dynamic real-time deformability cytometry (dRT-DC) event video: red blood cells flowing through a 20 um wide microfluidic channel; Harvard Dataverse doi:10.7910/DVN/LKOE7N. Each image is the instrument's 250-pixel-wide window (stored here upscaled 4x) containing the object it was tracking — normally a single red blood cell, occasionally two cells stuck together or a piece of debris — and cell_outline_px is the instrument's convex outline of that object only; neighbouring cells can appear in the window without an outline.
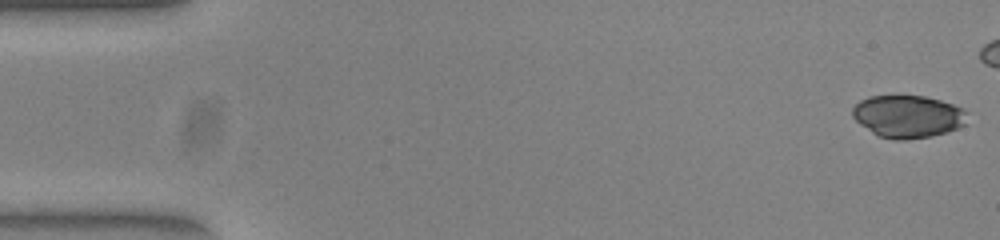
{"species": "common noctule bat (a hibernating species)", "species_latin": "Nyctalus noctula", "temperature_condition": "warm", "stored_images_in_passage": 42, "camera_frame_rate_fps": 3000, "um_per_image_px": 0.085, "animal": {"sex": "female", "body_mass_g": 23.0, "forearm_length_mm": 53.4}, "frame": {"image": 1, "passage_image": 1, "time_ms": 0.0, "image_size_px": [1000, 240], "cell_outline_px": [[968, 112], [964, 124], [956, 128], [932, 136], [908, 140], [892, 140], [876, 136], [860, 124], [852, 116], [852, 108], [860, 100], [868, 96], [924, 96], [940, 100], [952, 104]], "centroid_in_image_um": [77.12, 9.91], "position_along_channel_um": 7.9, "area_um2": 28.44}}